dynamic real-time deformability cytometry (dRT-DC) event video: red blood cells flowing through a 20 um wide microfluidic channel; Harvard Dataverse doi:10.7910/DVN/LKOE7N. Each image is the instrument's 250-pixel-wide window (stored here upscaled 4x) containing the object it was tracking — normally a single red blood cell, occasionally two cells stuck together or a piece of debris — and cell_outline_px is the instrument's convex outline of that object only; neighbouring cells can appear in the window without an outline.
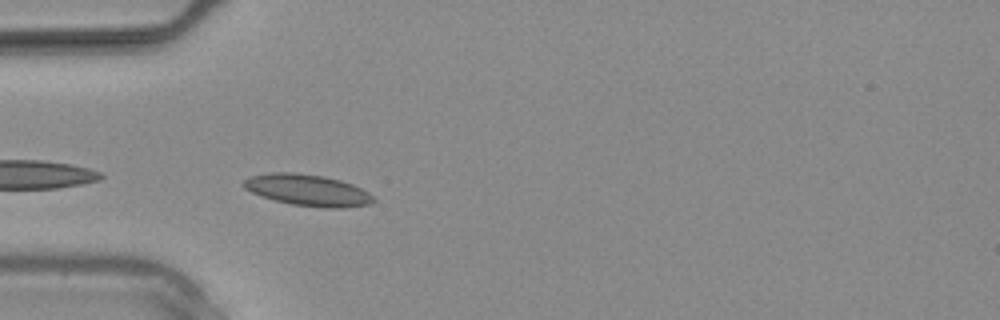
{"species": "common noctule bat (a hibernating species)", "species_latin": "Nyctalus noctula", "temperature_condition": "warm", "stored_images_in_passage": 2, "camera_frame_rate_fps": 3000, "um_per_image_px": 0.085, "animal": {"sex": "male", "body_mass_g": 20.4}, "frame": {"image": 1, "passage_image": 2, "time_ms": 0.333, "image_size_px": [1000, 320], "cell_outline_px": [[376, 200], [368, 204], [344, 208], [324, 208], [292, 204], [276, 200], [252, 192], [244, 188], [240, 184], [248, 176], [272, 172], [292, 172], [324, 176], [340, 180], [352, 184], [368, 192]], "centroid_in_image_um": [26.13, 16.15], "position_along_channel_um": 58.9, "area_um2": 23.7}}